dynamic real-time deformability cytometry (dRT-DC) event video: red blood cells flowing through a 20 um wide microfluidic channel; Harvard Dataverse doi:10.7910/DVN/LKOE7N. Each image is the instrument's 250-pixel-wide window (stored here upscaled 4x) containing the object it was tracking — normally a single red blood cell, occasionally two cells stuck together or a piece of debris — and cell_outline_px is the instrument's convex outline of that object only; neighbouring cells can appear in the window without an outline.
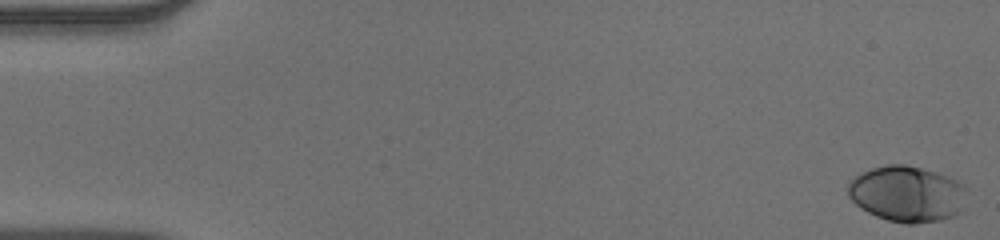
{"species": "human", "species_latin": "Homo sapiens", "temperature_condition": "warm", "stored_images_in_passage": 53, "camera_frame_rate_fps": 3000, "um_per_image_px": 0.085, "donor": {"sex": "male"}, "frame": {"image": 1, "passage_image": 1, "time_ms": 0.0, "image_size_px": [1000, 240], "cell_outline_px": [[968, 188], [964, 208], [956, 216], [940, 220], [916, 224], [908, 224], [888, 220], [876, 216], [860, 208], [848, 196], [848, 180], [860, 172], [872, 168], [888, 164], [904, 164], [936, 172], [948, 176], [964, 184]], "centroid_in_image_um": [77.13, 16.48], "position_along_channel_um": 7.9, "area_um2": 39.36}}
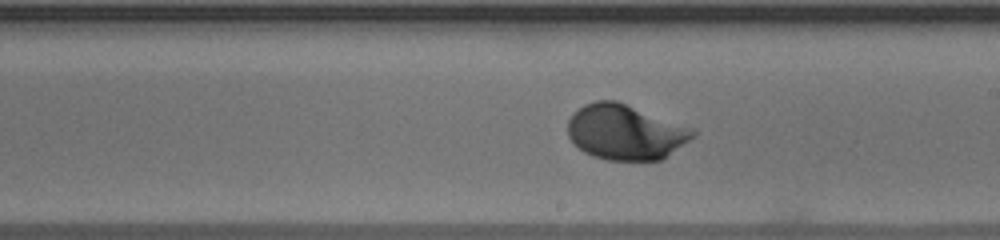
{"frame": {"image": 2, "passage_image": 31, "time_ms": 10.0, "image_size_px": [1000, 240], "cell_outline_px": [[696, 136], [660, 160], [608, 160], [592, 156], [584, 152], [568, 136], [568, 120], [572, 112], [584, 104], [596, 100], [616, 100], [688, 128], [696, 132]], "centroid_in_image_um": [53.09, 11.23], "position_along_channel_um": 235.9, "area_um2": 39.59}}
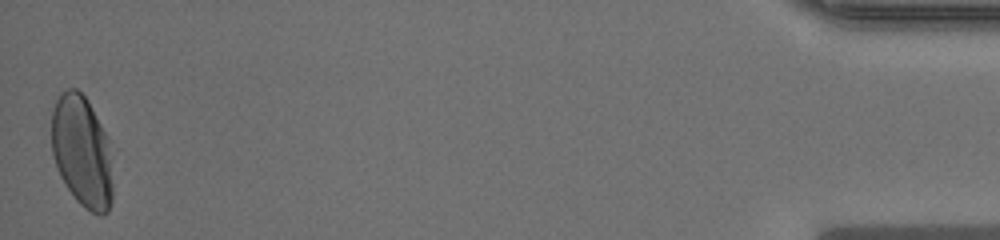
{"frame": {"image": 3, "passage_image": 53, "time_ms": 17.333, "image_size_px": [1000, 240], "cell_outline_px": [[112, 200], [108, 212], [104, 216], [100, 216], [84, 208], [76, 200], [64, 184], [60, 176], [52, 156], [52, 112], [56, 100], [60, 92], [68, 88], [76, 88], [88, 100], [108, 136], [112, 184]], "centroid_in_image_um": [6.96, 12.89], "position_along_channel_um": 428.2, "area_um2": 40.17}, "authors_computed_cell_mechanics": {"area_um2": 38.3792, "velocity_mm_per_s": 3.8737, "shape_relaxation_time_tau1_ms": 2.3883, "shape_relaxation_time_tau2_ms": null, "deformation_change_tau1": 0.173, "deformation_change_tau2": null}}